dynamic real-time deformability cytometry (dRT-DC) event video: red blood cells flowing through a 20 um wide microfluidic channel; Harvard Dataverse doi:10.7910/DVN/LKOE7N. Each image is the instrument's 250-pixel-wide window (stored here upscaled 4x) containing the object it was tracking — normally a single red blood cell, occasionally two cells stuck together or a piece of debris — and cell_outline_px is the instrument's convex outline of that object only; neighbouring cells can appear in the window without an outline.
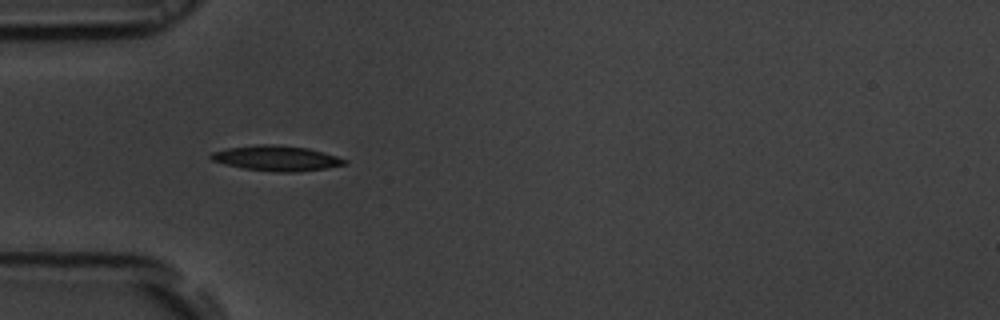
{"species": "common noctule bat (a hibernating species)", "species_latin": "Nyctalus noctula", "temperature_condition": "room temperature", "stored_images_in_passage": 39, "camera_frame_rate_fps": 3000, "um_per_image_px": 0.085, "animal": {"sex": "male", "body_mass_g": 19.5, "forearm_length_mm": 54.6}, "frame": {"image": 1, "passage_image": 1, "time_ms": 0.0, "image_size_px": [1000, 320], "cell_outline_px": [[348, 164], [324, 168], [296, 172], [276, 172], [244, 168], [212, 160], [208, 156], [212, 152], [228, 148], [260, 144], [272, 144], [308, 148], [324, 152], [348, 160]], "centroid_in_image_um": [23.53, 13.44], "position_along_channel_um": 61.5, "area_um2": 19.42}}
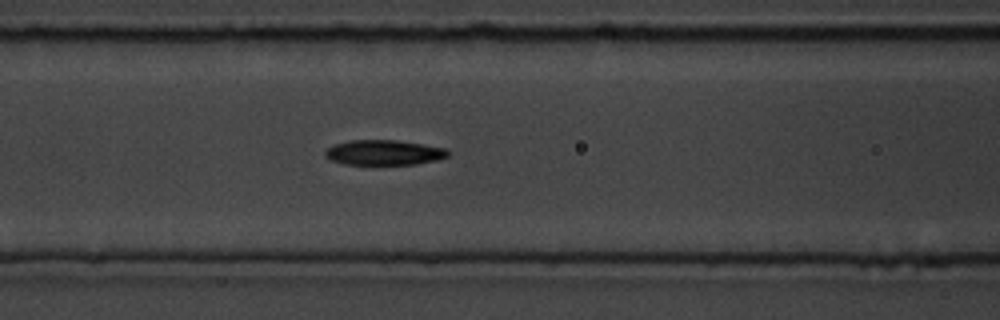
{"frame": {"image": 2, "passage_image": 7, "time_ms": 2.0, "image_size_px": [1000, 320], "cell_outline_px": [[448, 156], [436, 160], [416, 164], [344, 164], [332, 160], [324, 156], [324, 152], [332, 144], [352, 140], [396, 140], [424, 144], [448, 148]], "centroid_in_image_um": [32.63, 12.96], "position_along_channel_um": 134.0, "area_um2": 17.98}}
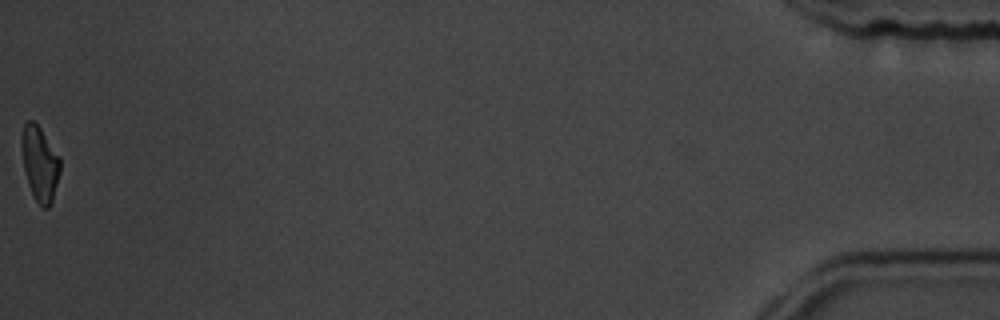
{"frame": {"image": 3, "passage_image": 39, "time_ms": 12.667, "image_size_px": [1000, 320], "cell_outline_px": [[60, 172], [52, 200], [48, 208], [44, 208], [36, 200], [28, 184], [24, 172], [20, 144], [20, 136], [24, 124], [28, 120], [32, 120], [40, 128], [60, 156]], "centroid_in_image_um": [3.36, 13.86], "position_along_channel_um": 431.8, "area_um2": 16.82}, "authors_computed_cell_mechanics": {"area_um2": 18.1492, "velocity_mm_per_s": 3.7325, "shape_relaxation_time_tau1_ms": 2.7914, "shape_relaxation_time_tau2_ms": null, "deformation_change_tau1": 0.1503, "deformation_change_tau2": null}}